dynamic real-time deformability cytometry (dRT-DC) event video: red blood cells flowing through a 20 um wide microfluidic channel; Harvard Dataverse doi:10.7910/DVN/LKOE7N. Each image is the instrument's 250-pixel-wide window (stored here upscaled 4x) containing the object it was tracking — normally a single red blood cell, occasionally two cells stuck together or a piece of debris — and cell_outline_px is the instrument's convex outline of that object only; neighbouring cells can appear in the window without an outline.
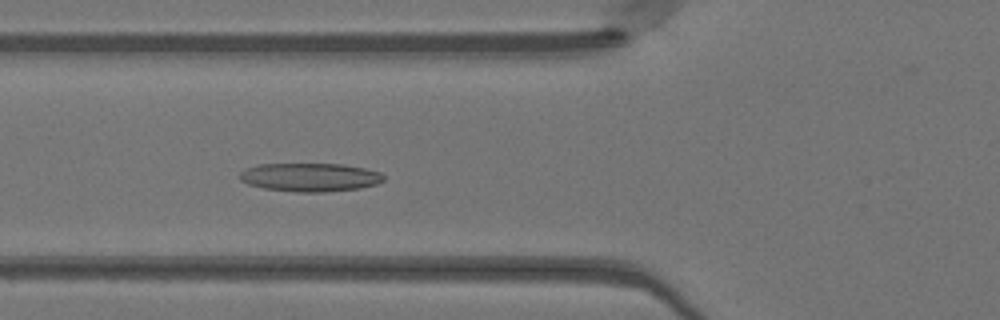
{"species": "Egyptian fruit bat (a non-hibernating species)", "species_latin": "Rousettus aegyptiacus", "temperature_condition": "warm", "stored_images_in_passage": 50, "camera_frame_rate_fps": 3000, "um_per_image_px": 0.085, "animal": {"sex": "female"}, "frame": {"image": 1, "passage_image": 19, "time_ms": 6.0, "image_size_px": [1000, 320], "cell_outline_px": [[384, 180], [376, 184], [360, 188], [328, 192], [296, 192], [264, 188], [248, 184], [240, 180], [240, 172], [244, 168], [256, 164], [344, 164], [364, 168], [380, 172], [384, 176]], "centroid_in_image_um": [26.34, 15.06], "position_along_channel_um": 99.5, "area_um2": 24.04}}
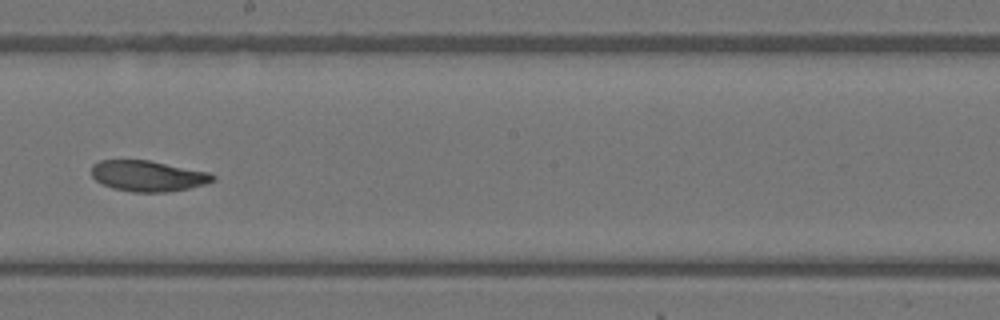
{"frame": {"image": 2, "passage_image": 29, "time_ms": 9.333, "image_size_px": [1000, 320], "cell_outline_px": [[216, 180], [204, 184], [188, 188], [168, 192], [132, 192], [112, 188], [96, 180], [92, 176], [92, 164], [100, 160], [148, 160], [208, 172], [216, 176]], "centroid_in_image_um": [12.57, 14.96], "position_along_channel_um": 235.6, "area_um2": 21.68}}
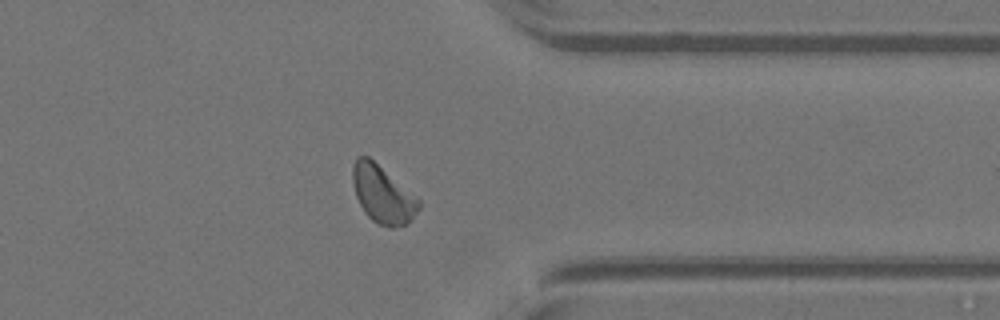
{"frame": {"image": 3, "passage_image": 40, "time_ms": 13.0, "image_size_px": [1000, 320], "cell_outline_px": [[420, 208], [412, 220], [404, 224], [392, 228], [388, 228], [372, 220], [364, 212], [356, 196], [352, 184], [352, 168], [356, 156], [368, 156], [416, 196], [420, 200]], "centroid_in_image_um": [32.52, 16.52], "position_along_channel_um": 378.9, "area_um2": 22.08}, "authors_computed_cell_mechanics": {"area_um2": 22.6865, "velocity_mm_per_s": 4.0866, "shape_relaxation_time_tau1_ms": 4.3218, "shape_relaxation_time_tau2_ms": 1.4615, "deformation_change_tau1": 0.1356, "deformation_change_tau2": 0.0566}}